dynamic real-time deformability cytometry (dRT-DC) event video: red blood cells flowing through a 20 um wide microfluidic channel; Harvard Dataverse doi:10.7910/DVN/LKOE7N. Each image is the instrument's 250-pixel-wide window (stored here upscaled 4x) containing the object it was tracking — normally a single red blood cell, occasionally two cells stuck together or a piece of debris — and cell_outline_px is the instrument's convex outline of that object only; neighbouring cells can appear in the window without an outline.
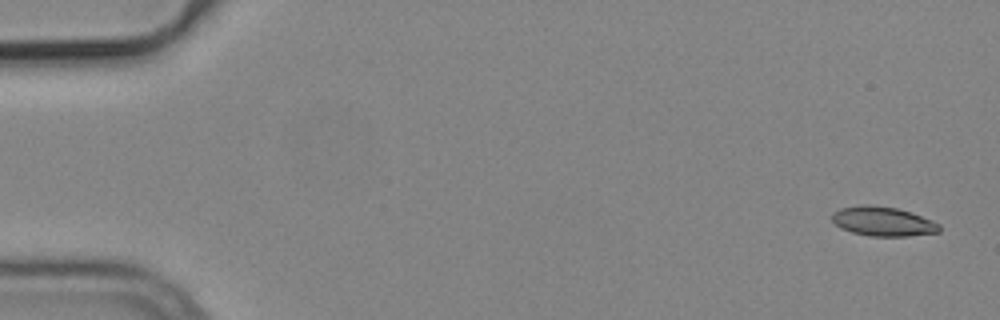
{"species": "common noctule bat (a hibernating species)", "species_latin": "Nyctalus noctula", "temperature_condition": "cold", "stored_images_in_passage": 5, "camera_frame_rate_fps": 3000, "um_per_image_px": 0.085, "animal": {"sex": "male", "body_mass_g": 19.2, "forearm_length_mm": 51.8}, "frame": {"image": 1, "passage_image": 1, "time_ms": 0.0, "image_size_px": [1000, 320], "cell_outline_px": [[940, 232], [908, 236], [872, 236], [852, 232], [840, 228], [832, 220], [832, 212], [840, 208], [860, 204], [868, 204], [896, 208], [912, 212], [932, 220], [940, 224]], "centroid_in_image_um": [75.05, 18.81], "position_along_channel_um": 10.0, "area_um2": 18.5}}
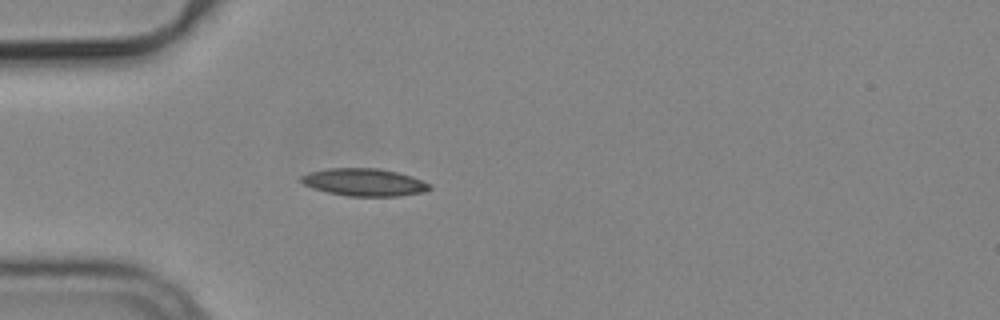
{"frame": {"image": 2, "passage_image": 5, "time_ms": 1.333, "image_size_px": [1000, 320], "cell_outline_px": [[432, 188], [424, 192], [400, 196], [348, 196], [328, 192], [312, 188], [304, 184], [300, 180], [300, 176], [308, 172], [328, 168], [376, 168], [396, 172], [412, 176], [432, 184]], "centroid_in_image_um": [30.97, 15.49], "position_along_channel_um": 54.0, "area_um2": 20.69}}